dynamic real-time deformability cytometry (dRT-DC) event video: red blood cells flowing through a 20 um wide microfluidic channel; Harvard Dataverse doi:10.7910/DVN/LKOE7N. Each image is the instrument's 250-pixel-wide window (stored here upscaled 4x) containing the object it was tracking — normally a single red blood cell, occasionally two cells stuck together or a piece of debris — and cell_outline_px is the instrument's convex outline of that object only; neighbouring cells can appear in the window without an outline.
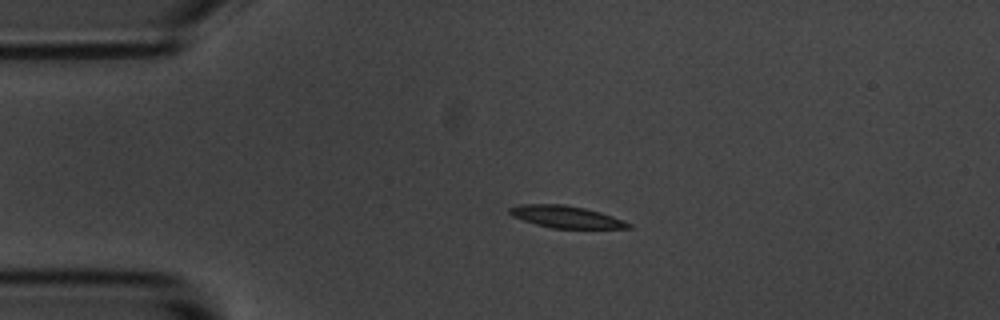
{"species": "common noctule bat (a hibernating species)", "species_latin": "Nyctalus noctula", "temperature_condition": "room temperature", "stored_images_in_passage": 4, "camera_frame_rate_fps": 3000, "um_per_image_px": 0.085, "animal": {"sex": "male", "body_mass_g": 20.1, "forearm_length_mm": 53.5}, "frame": {"image": 1, "passage_image": 3, "time_ms": 0.667, "image_size_px": [1000, 320], "cell_outline_px": [[632, 228], [552, 228], [536, 224], [512, 216], [508, 212], [508, 208], [520, 204], [564, 204], [584, 208], [600, 212], [624, 220], [632, 224]], "centroid_in_image_um": [48.11, 18.42], "position_along_channel_um": 36.9, "area_um2": 15.2}}